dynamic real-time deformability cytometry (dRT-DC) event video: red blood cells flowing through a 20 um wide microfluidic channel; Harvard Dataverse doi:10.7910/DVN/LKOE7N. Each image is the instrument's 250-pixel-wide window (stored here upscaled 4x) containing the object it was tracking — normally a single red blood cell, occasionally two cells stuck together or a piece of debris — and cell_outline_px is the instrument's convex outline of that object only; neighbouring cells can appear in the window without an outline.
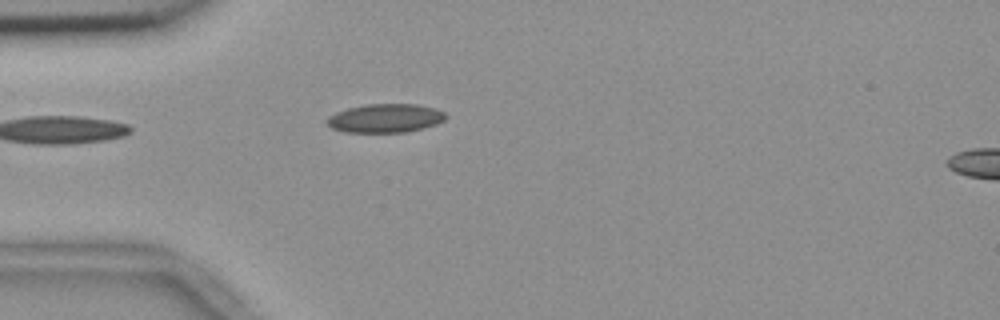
{"species": "common noctule bat (a hibernating species)", "species_latin": "Nyctalus noctula", "temperature_condition": "room temperature", "stored_images_in_passage": 25, "camera_frame_rate_fps": 3000, "um_per_image_px": 0.085, "animal": {"sex": "female", "body_mass_g": 18.4}, "frame": {"image": 1, "passage_image": 1, "time_ms": 0.0, "image_size_px": [1000, 320], "cell_outline_px": [[448, 116], [444, 120], [436, 124], [404, 132], [344, 132], [332, 128], [324, 120], [328, 116], [336, 112], [348, 108], [364, 104], [416, 104], [436, 108], [444, 112]], "centroid_in_image_um": [32.73, 10.04], "position_along_channel_um": 52.3, "area_um2": 19.88}}
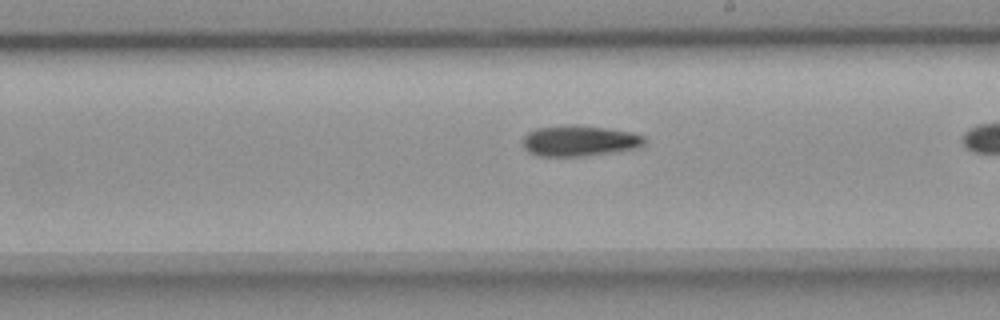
{"frame": {"image": 2, "passage_image": 14, "time_ms": 4.333, "image_size_px": [1000, 320], "cell_outline_px": [[644, 144], [640, 148], [584, 156], [540, 156], [528, 152], [524, 148], [524, 136], [528, 132], [536, 128], [564, 124], [572, 124], [604, 128], [632, 132], [644, 136]], "centroid_in_image_um": [49.24, 11.96], "position_along_channel_um": 239.8, "area_um2": 21.91}}
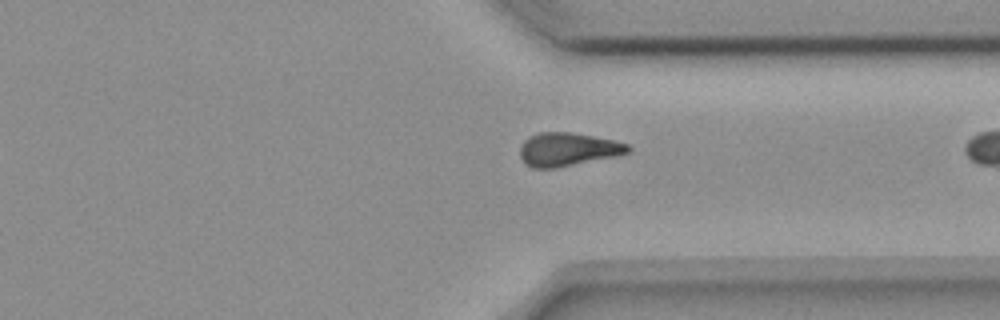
{"frame": {"image": 3, "passage_image": 24, "time_ms": 7.667, "image_size_px": [1000, 320], "cell_outline_px": [[632, 152], [616, 156], [556, 168], [532, 168], [524, 164], [520, 156], [520, 144], [524, 140], [540, 132], [572, 132], [612, 140], [628, 144], [632, 148]], "centroid_in_image_um": [48.26, 12.7], "position_along_channel_um": 363.1, "area_um2": 21.1}}